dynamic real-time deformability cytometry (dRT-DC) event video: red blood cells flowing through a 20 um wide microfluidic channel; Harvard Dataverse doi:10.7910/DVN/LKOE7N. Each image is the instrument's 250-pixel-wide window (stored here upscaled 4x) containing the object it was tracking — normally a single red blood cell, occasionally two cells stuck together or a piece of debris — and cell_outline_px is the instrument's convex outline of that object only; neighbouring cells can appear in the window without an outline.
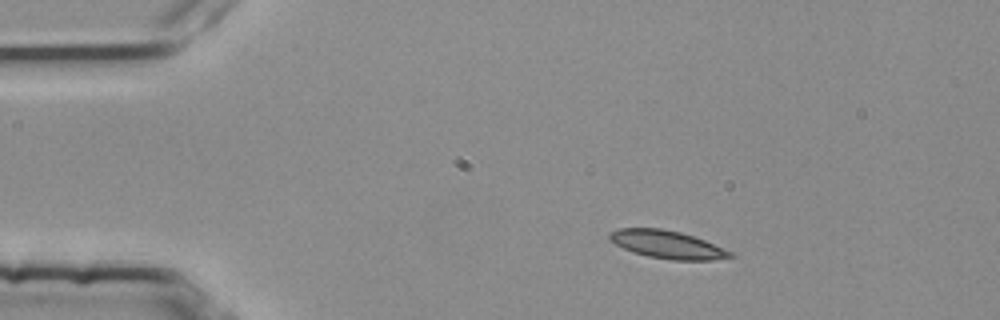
{"species": "common noctule bat (a hibernating species)", "species_latin": "Nyctalus noctula", "temperature_condition": "room temperature", "stored_images_in_passage": 4, "camera_frame_rate_fps": 3000, "um_per_image_px": 0.085, "animal": {"sex": "female", "body_mass_g": 25.1}, "frame": {"image": 1, "passage_image": 2, "time_ms": 0.333, "image_size_px": [1000, 320], "cell_outline_px": [[736, 256], [712, 260], [672, 260], [648, 256], [632, 252], [608, 240], [608, 232], [620, 228], [660, 228], [680, 232], [704, 240], [732, 252]], "centroid_in_image_um": [56.68, 20.78], "position_along_channel_um": 28.3, "area_um2": 19.54}}
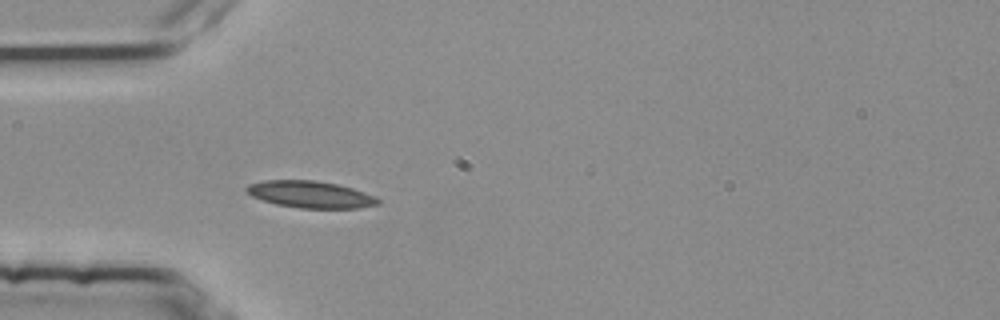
{"frame": {"image": 2, "passage_image": 4, "time_ms": 1.0, "image_size_px": [1000, 320], "cell_outline_px": [[380, 204], [360, 208], [300, 208], [276, 204], [252, 196], [244, 188], [248, 184], [264, 180], [316, 180], [336, 184], [352, 188], [364, 192], [380, 200]], "centroid_in_image_um": [26.38, 16.52], "position_along_channel_um": 58.6, "area_um2": 20.46}}